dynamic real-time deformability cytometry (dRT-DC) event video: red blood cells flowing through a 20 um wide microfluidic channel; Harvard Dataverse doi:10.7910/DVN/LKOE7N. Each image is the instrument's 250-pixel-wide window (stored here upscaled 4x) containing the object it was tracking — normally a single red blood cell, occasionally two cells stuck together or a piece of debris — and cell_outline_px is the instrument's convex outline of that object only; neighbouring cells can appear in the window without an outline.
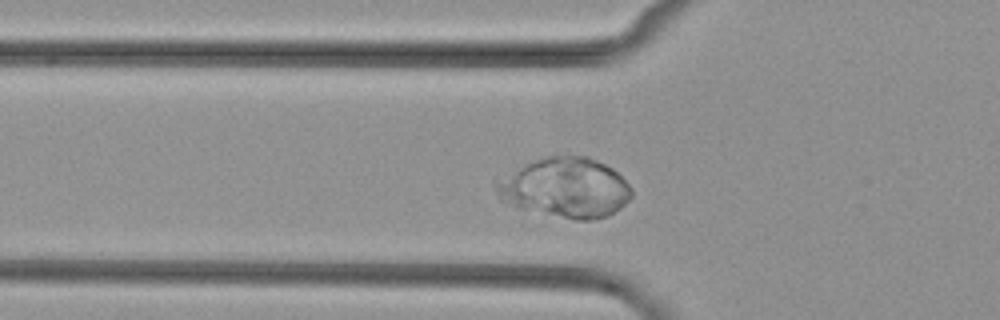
{"species": "common noctule bat (a hibernating species)", "species_latin": "Nyctalus noctula", "temperature_condition": "cold", "stored_images_in_passage": 42, "camera_frame_rate_fps": 3000, "um_per_image_px": 0.085, "animal": {"sex": "female", "body_mass_g": 29.2, "forearm_length_mm": 56.3}, "frame": {"image": 1, "passage_image": 7, "time_ms": 2.0, "image_size_px": [1000, 320], "cell_outline_px": [[632, 196], [620, 208], [604, 216], [592, 220], [576, 220], [520, 208], [500, 200], [496, 192], [496, 184], [524, 164], [544, 156], [588, 156], [612, 168], [632, 188]], "centroid_in_image_um": [48.08, 15.96], "position_along_channel_um": 77.7, "area_um2": 46.36}}
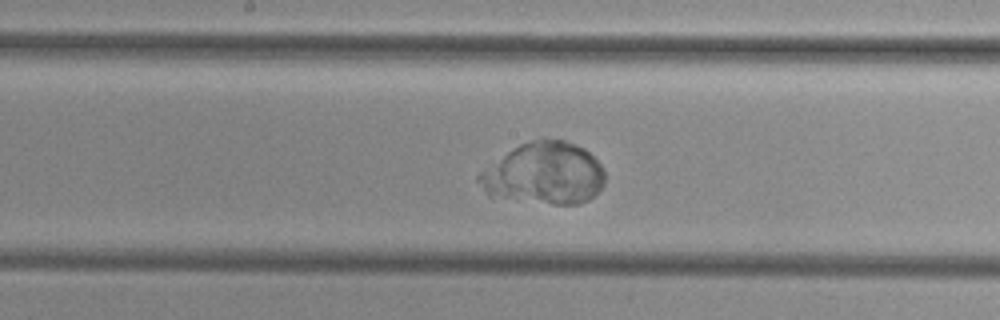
{"frame": {"image": 2, "passage_image": 17, "time_ms": 5.333, "image_size_px": [1000, 320], "cell_outline_px": [[604, 184], [588, 200], [580, 204], [552, 204], [488, 196], [476, 180], [476, 176], [480, 172], [508, 152], [520, 144], [544, 136], [564, 140], [584, 148], [600, 164], [604, 172]], "centroid_in_image_um": [46.24, 14.74], "position_along_channel_um": 202.0, "area_um2": 45.37}}
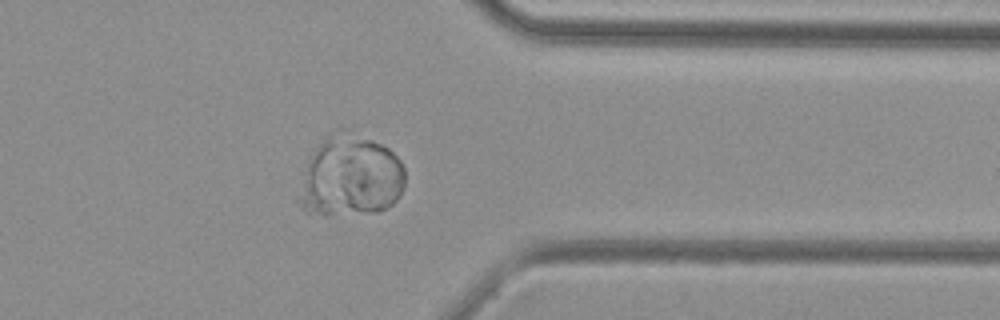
{"frame": {"image": 3, "passage_image": 32, "time_ms": 10.333, "image_size_px": [1000, 320], "cell_outline_px": [[404, 188], [400, 196], [392, 204], [376, 212], [324, 216], [304, 212], [300, 208], [296, 200], [296, 196], [308, 164], [316, 148], [328, 136], [372, 140], [388, 148], [400, 160], [404, 168]], "centroid_in_image_um": [29.79, 15.14], "position_along_channel_um": 381.6, "area_um2": 48.9}}